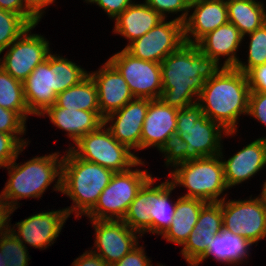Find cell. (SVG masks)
Masks as SVG:
<instances>
[{"instance_id":"6da1fadb","label":"cell","mask_w":266,"mask_h":266,"mask_svg":"<svg viewBox=\"0 0 266 266\" xmlns=\"http://www.w3.org/2000/svg\"><path fill=\"white\" fill-rule=\"evenodd\" d=\"M218 65L196 44L184 43L160 63L162 92L159 99L178 110L196 104L206 81L221 70ZM193 96H197L195 101Z\"/></svg>"},{"instance_id":"7a4b0ae2","label":"cell","mask_w":266,"mask_h":266,"mask_svg":"<svg viewBox=\"0 0 266 266\" xmlns=\"http://www.w3.org/2000/svg\"><path fill=\"white\" fill-rule=\"evenodd\" d=\"M250 87L247 74L235 67H221L201 90L197 104L203 114L227 132L236 131L239 115L248 113Z\"/></svg>"},{"instance_id":"3957f363","label":"cell","mask_w":266,"mask_h":266,"mask_svg":"<svg viewBox=\"0 0 266 266\" xmlns=\"http://www.w3.org/2000/svg\"><path fill=\"white\" fill-rule=\"evenodd\" d=\"M21 151L23 148L18 152L16 158L5 166L8 170L10 169L8 172L10 178L1 192L12 211L18 208L15 207L18 205L17 199L41 197L56 177L58 180L54 188L62 192V157L59 160V152L35 157L18 165L16 159Z\"/></svg>"},{"instance_id":"277c9868","label":"cell","mask_w":266,"mask_h":266,"mask_svg":"<svg viewBox=\"0 0 266 266\" xmlns=\"http://www.w3.org/2000/svg\"><path fill=\"white\" fill-rule=\"evenodd\" d=\"M115 172L99 164L77 157L70 149L62 157V193L74 203L65 208L69 216L86 215L97 203L100 194L110 183ZM80 211V212H79Z\"/></svg>"},{"instance_id":"5b68a950","label":"cell","mask_w":266,"mask_h":266,"mask_svg":"<svg viewBox=\"0 0 266 266\" xmlns=\"http://www.w3.org/2000/svg\"><path fill=\"white\" fill-rule=\"evenodd\" d=\"M154 181L151 177L142 186L122 219L140 236L146 232L163 236L170 228L174 217L177 201L172 205L169 203V197L175 186L167 180L152 187Z\"/></svg>"},{"instance_id":"8992f818","label":"cell","mask_w":266,"mask_h":266,"mask_svg":"<svg viewBox=\"0 0 266 266\" xmlns=\"http://www.w3.org/2000/svg\"><path fill=\"white\" fill-rule=\"evenodd\" d=\"M222 131L225 135L235 133L210 120L197 103L178 110L176 133L188 144L186 162L220 155Z\"/></svg>"},{"instance_id":"52a82bcc","label":"cell","mask_w":266,"mask_h":266,"mask_svg":"<svg viewBox=\"0 0 266 266\" xmlns=\"http://www.w3.org/2000/svg\"><path fill=\"white\" fill-rule=\"evenodd\" d=\"M221 156L222 152L217 156L189 160L176 165L175 170L169 174L172 176V184L175 187L183 185L188 188L189 192L183 197L220 202V194L229 189L224 177Z\"/></svg>"},{"instance_id":"ba28073f","label":"cell","mask_w":266,"mask_h":266,"mask_svg":"<svg viewBox=\"0 0 266 266\" xmlns=\"http://www.w3.org/2000/svg\"><path fill=\"white\" fill-rule=\"evenodd\" d=\"M102 124L96 131L89 132L69 149L79 158L99 164L113 172H124L130 167L143 165L144 162L131 153L130 149L119 143L111 131Z\"/></svg>"},{"instance_id":"9c48e42d","label":"cell","mask_w":266,"mask_h":266,"mask_svg":"<svg viewBox=\"0 0 266 266\" xmlns=\"http://www.w3.org/2000/svg\"><path fill=\"white\" fill-rule=\"evenodd\" d=\"M152 176L146 170L116 172L95 206L86 214L90 220H122L138 191Z\"/></svg>"},{"instance_id":"30bf717a","label":"cell","mask_w":266,"mask_h":266,"mask_svg":"<svg viewBox=\"0 0 266 266\" xmlns=\"http://www.w3.org/2000/svg\"><path fill=\"white\" fill-rule=\"evenodd\" d=\"M108 61L120 72L134 98L159 99L162 92L160 63L134 57L125 48Z\"/></svg>"},{"instance_id":"8fae6325","label":"cell","mask_w":266,"mask_h":266,"mask_svg":"<svg viewBox=\"0 0 266 266\" xmlns=\"http://www.w3.org/2000/svg\"><path fill=\"white\" fill-rule=\"evenodd\" d=\"M223 228L252 244L266 237V205L259 199L220 201Z\"/></svg>"},{"instance_id":"7c38bea8","label":"cell","mask_w":266,"mask_h":266,"mask_svg":"<svg viewBox=\"0 0 266 266\" xmlns=\"http://www.w3.org/2000/svg\"><path fill=\"white\" fill-rule=\"evenodd\" d=\"M184 43V23L176 18L169 22L163 19L146 34L128 44L125 49L134 57L161 63Z\"/></svg>"},{"instance_id":"4fadbf2b","label":"cell","mask_w":266,"mask_h":266,"mask_svg":"<svg viewBox=\"0 0 266 266\" xmlns=\"http://www.w3.org/2000/svg\"><path fill=\"white\" fill-rule=\"evenodd\" d=\"M32 25L9 47L0 66L14 79L23 82L38 64L46 60L50 54L49 42L38 34H28L35 28Z\"/></svg>"},{"instance_id":"5bb4252c","label":"cell","mask_w":266,"mask_h":266,"mask_svg":"<svg viewBox=\"0 0 266 266\" xmlns=\"http://www.w3.org/2000/svg\"><path fill=\"white\" fill-rule=\"evenodd\" d=\"M95 228V245L98 250L93 251L109 265L121 260L137 245L138 240L135 230L128 227L122 220H91Z\"/></svg>"},{"instance_id":"9a60e30c","label":"cell","mask_w":266,"mask_h":266,"mask_svg":"<svg viewBox=\"0 0 266 266\" xmlns=\"http://www.w3.org/2000/svg\"><path fill=\"white\" fill-rule=\"evenodd\" d=\"M148 108L149 99L135 98L104 118V124L107 125L108 122H113L116 118L115 122L108 127L113 137L130 150H141L142 126Z\"/></svg>"},{"instance_id":"2e32d148","label":"cell","mask_w":266,"mask_h":266,"mask_svg":"<svg viewBox=\"0 0 266 266\" xmlns=\"http://www.w3.org/2000/svg\"><path fill=\"white\" fill-rule=\"evenodd\" d=\"M68 217L66 209L37 213L16 223L17 233L15 229L10 230L22 244L46 249L54 243Z\"/></svg>"},{"instance_id":"e0dca14e","label":"cell","mask_w":266,"mask_h":266,"mask_svg":"<svg viewBox=\"0 0 266 266\" xmlns=\"http://www.w3.org/2000/svg\"><path fill=\"white\" fill-rule=\"evenodd\" d=\"M96 73H89L96 84L100 115L104 119L135 99L120 72L107 61Z\"/></svg>"},{"instance_id":"ac0fdd59","label":"cell","mask_w":266,"mask_h":266,"mask_svg":"<svg viewBox=\"0 0 266 266\" xmlns=\"http://www.w3.org/2000/svg\"><path fill=\"white\" fill-rule=\"evenodd\" d=\"M52 87L53 55L50 53L23 81L25 102L32 115L41 116L56 103L57 94Z\"/></svg>"},{"instance_id":"d6986e66","label":"cell","mask_w":266,"mask_h":266,"mask_svg":"<svg viewBox=\"0 0 266 266\" xmlns=\"http://www.w3.org/2000/svg\"><path fill=\"white\" fill-rule=\"evenodd\" d=\"M189 8H194V12L184 22L185 43L196 44L206 34L228 22L225 0H192Z\"/></svg>"},{"instance_id":"ffe728a7","label":"cell","mask_w":266,"mask_h":266,"mask_svg":"<svg viewBox=\"0 0 266 266\" xmlns=\"http://www.w3.org/2000/svg\"><path fill=\"white\" fill-rule=\"evenodd\" d=\"M178 109L160 99H149V108L142 126L141 150L155 146L158 150L166 139L176 133Z\"/></svg>"},{"instance_id":"44dd1931","label":"cell","mask_w":266,"mask_h":266,"mask_svg":"<svg viewBox=\"0 0 266 266\" xmlns=\"http://www.w3.org/2000/svg\"><path fill=\"white\" fill-rule=\"evenodd\" d=\"M222 163L228 188L244 182L266 165V138L251 142Z\"/></svg>"},{"instance_id":"7402d4cb","label":"cell","mask_w":266,"mask_h":266,"mask_svg":"<svg viewBox=\"0 0 266 266\" xmlns=\"http://www.w3.org/2000/svg\"><path fill=\"white\" fill-rule=\"evenodd\" d=\"M243 38L238 28L227 22L206 34L196 45L202 53L218 63L220 56H228L222 67H236L239 58H236L235 53Z\"/></svg>"},{"instance_id":"603a6c76","label":"cell","mask_w":266,"mask_h":266,"mask_svg":"<svg viewBox=\"0 0 266 266\" xmlns=\"http://www.w3.org/2000/svg\"><path fill=\"white\" fill-rule=\"evenodd\" d=\"M47 114L51 122L58 128L68 132V136L76 143L89 132L96 131L104 119L100 111H85L58 107L56 104L47 108L41 115Z\"/></svg>"},{"instance_id":"cb8c5ba5","label":"cell","mask_w":266,"mask_h":266,"mask_svg":"<svg viewBox=\"0 0 266 266\" xmlns=\"http://www.w3.org/2000/svg\"><path fill=\"white\" fill-rule=\"evenodd\" d=\"M163 19L148 4H135L133 2L115 18L114 33L129 39L130 44L150 31Z\"/></svg>"},{"instance_id":"d4e9b609","label":"cell","mask_w":266,"mask_h":266,"mask_svg":"<svg viewBox=\"0 0 266 266\" xmlns=\"http://www.w3.org/2000/svg\"><path fill=\"white\" fill-rule=\"evenodd\" d=\"M206 203L196 198L183 196L178 198L170 228L162 237L169 242L184 245L194 229L202 207Z\"/></svg>"},{"instance_id":"484cf974","label":"cell","mask_w":266,"mask_h":266,"mask_svg":"<svg viewBox=\"0 0 266 266\" xmlns=\"http://www.w3.org/2000/svg\"><path fill=\"white\" fill-rule=\"evenodd\" d=\"M252 243L230 230L223 228L219 233L214 235L213 241L208 244L206 253L191 266H198L201 261L207 257L213 256L217 261L227 262V264H237L248 255L249 246Z\"/></svg>"},{"instance_id":"4316f807","label":"cell","mask_w":266,"mask_h":266,"mask_svg":"<svg viewBox=\"0 0 266 266\" xmlns=\"http://www.w3.org/2000/svg\"><path fill=\"white\" fill-rule=\"evenodd\" d=\"M228 22L234 24L240 33L254 32L266 23L263 3L255 0H226Z\"/></svg>"},{"instance_id":"83f0119b","label":"cell","mask_w":266,"mask_h":266,"mask_svg":"<svg viewBox=\"0 0 266 266\" xmlns=\"http://www.w3.org/2000/svg\"><path fill=\"white\" fill-rule=\"evenodd\" d=\"M58 107L85 111H100L98 92L95 82L88 75L79 84L57 95Z\"/></svg>"},{"instance_id":"f1b7e54d","label":"cell","mask_w":266,"mask_h":266,"mask_svg":"<svg viewBox=\"0 0 266 266\" xmlns=\"http://www.w3.org/2000/svg\"><path fill=\"white\" fill-rule=\"evenodd\" d=\"M0 106L17 112L25 121L29 109L25 102L23 82L14 79L0 66Z\"/></svg>"},{"instance_id":"f546056e","label":"cell","mask_w":266,"mask_h":266,"mask_svg":"<svg viewBox=\"0 0 266 266\" xmlns=\"http://www.w3.org/2000/svg\"><path fill=\"white\" fill-rule=\"evenodd\" d=\"M89 73L68 61L66 58L53 54V90L58 95L68 88L79 84Z\"/></svg>"},{"instance_id":"4dcf8cb0","label":"cell","mask_w":266,"mask_h":266,"mask_svg":"<svg viewBox=\"0 0 266 266\" xmlns=\"http://www.w3.org/2000/svg\"><path fill=\"white\" fill-rule=\"evenodd\" d=\"M31 26L23 16L0 9V55Z\"/></svg>"},{"instance_id":"1f68e13d","label":"cell","mask_w":266,"mask_h":266,"mask_svg":"<svg viewBox=\"0 0 266 266\" xmlns=\"http://www.w3.org/2000/svg\"><path fill=\"white\" fill-rule=\"evenodd\" d=\"M0 250L7 260V266H28L29 256L25 244L9 229L0 234Z\"/></svg>"},{"instance_id":"d6a6232c","label":"cell","mask_w":266,"mask_h":266,"mask_svg":"<svg viewBox=\"0 0 266 266\" xmlns=\"http://www.w3.org/2000/svg\"><path fill=\"white\" fill-rule=\"evenodd\" d=\"M248 35L251 38L249 44L248 64L244 65L239 61L235 67L244 74H247L254 67L266 63V23Z\"/></svg>"},{"instance_id":"836d02e7","label":"cell","mask_w":266,"mask_h":266,"mask_svg":"<svg viewBox=\"0 0 266 266\" xmlns=\"http://www.w3.org/2000/svg\"><path fill=\"white\" fill-rule=\"evenodd\" d=\"M223 229V216L220 202H207L201 209L194 226L196 233L216 235Z\"/></svg>"},{"instance_id":"e575fe53","label":"cell","mask_w":266,"mask_h":266,"mask_svg":"<svg viewBox=\"0 0 266 266\" xmlns=\"http://www.w3.org/2000/svg\"><path fill=\"white\" fill-rule=\"evenodd\" d=\"M214 234L196 233L194 230L190 233L188 240L181 250L182 255L188 264L194 265L207 251L208 244L213 241Z\"/></svg>"},{"instance_id":"d590c367","label":"cell","mask_w":266,"mask_h":266,"mask_svg":"<svg viewBox=\"0 0 266 266\" xmlns=\"http://www.w3.org/2000/svg\"><path fill=\"white\" fill-rule=\"evenodd\" d=\"M187 142H185L178 133H173L169 136L165 143L159 149L160 152L165 153L166 165L172 166L186 162Z\"/></svg>"},{"instance_id":"8d00e7d4","label":"cell","mask_w":266,"mask_h":266,"mask_svg":"<svg viewBox=\"0 0 266 266\" xmlns=\"http://www.w3.org/2000/svg\"><path fill=\"white\" fill-rule=\"evenodd\" d=\"M146 4H148L151 8H153L162 18L165 19V13H178L180 11H185L180 17L176 19L182 23H184L187 19L188 10L190 9V5L192 0H146Z\"/></svg>"},{"instance_id":"74e56055","label":"cell","mask_w":266,"mask_h":266,"mask_svg":"<svg viewBox=\"0 0 266 266\" xmlns=\"http://www.w3.org/2000/svg\"><path fill=\"white\" fill-rule=\"evenodd\" d=\"M24 146L26 141L16 134L0 132V167L10 164Z\"/></svg>"},{"instance_id":"f35d334b","label":"cell","mask_w":266,"mask_h":266,"mask_svg":"<svg viewBox=\"0 0 266 266\" xmlns=\"http://www.w3.org/2000/svg\"><path fill=\"white\" fill-rule=\"evenodd\" d=\"M26 121L15 111L0 106V132L22 135Z\"/></svg>"},{"instance_id":"ab89813d","label":"cell","mask_w":266,"mask_h":266,"mask_svg":"<svg viewBox=\"0 0 266 266\" xmlns=\"http://www.w3.org/2000/svg\"><path fill=\"white\" fill-rule=\"evenodd\" d=\"M247 114L266 125V92L250 91Z\"/></svg>"},{"instance_id":"60d3db41","label":"cell","mask_w":266,"mask_h":266,"mask_svg":"<svg viewBox=\"0 0 266 266\" xmlns=\"http://www.w3.org/2000/svg\"><path fill=\"white\" fill-rule=\"evenodd\" d=\"M0 9L23 16L31 25H37L40 19L26 6L24 0H0Z\"/></svg>"},{"instance_id":"b9f144b4","label":"cell","mask_w":266,"mask_h":266,"mask_svg":"<svg viewBox=\"0 0 266 266\" xmlns=\"http://www.w3.org/2000/svg\"><path fill=\"white\" fill-rule=\"evenodd\" d=\"M112 266H153L151 261L144 253V249L138 245L121 260L115 262Z\"/></svg>"},{"instance_id":"7bdbcfd3","label":"cell","mask_w":266,"mask_h":266,"mask_svg":"<svg viewBox=\"0 0 266 266\" xmlns=\"http://www.w3.org/2000/svg\"><path fill=\"white\" fill-rule=\"evenodd\" d=\"M90 3H96L101 7L109 17L116 18L132 3V0H85Z\"/></svg>"},{"instance_id":"ee69618b","label":"cell","mask_w":266,"mask_h":266,"mask_svg":"<svg viewBox=\"0 0 266 266\" xmlns=\"http://www.w3.org/2000/svg\"><path fill=\"white\" fill-rule=\"evenodd\" d=\"M250 91L266 92V63L247 73Z\"/></svg>"},{"instance_id":"f6af8a7d","label":"cell","mask_w":266,"mask_h":266,"mask_svg":"<svg viewBox=\"0 0 266 266\" xmlns=\"http://www.w3.org/2000/svg\"><path fill=\"white\" fill-rule=\"evenodd\" d=\"M72 266H111L99 255L94 254L91 250L86 251L79 258L75 259Z\"/></svg>"},{"instance_id":"bcb514c9","label":"cell","mask_w":266,"mask_h":266,"mask_svg":"<svg viewBox=\"0 0 266 266\" xmlns=\"http://www.w3.org/2000/svg\"><path fill=\"white\" fill-rule=\"evenodd\" d=\"M12 212L14 211L9 208L2 194H0V234L11 228L8 224V219Z\"/></svg>"},{"instance_id":"7dc6e473","label":"cell","mask_w":266,"mask_h":266,"mask_svg":"<svg viewBox=\"0 0 266 266\" xmlns=\"http://www.w3.org/2000/svg\"><path fill=\"white\" fill-rule=\"evenodd\" d=\"M26 6L39 18L41 19L43 14V8L52 4L54 0H24Z\"/></svg>"},{"instance_id":"c3c4849f","label":"cell","mask_w":266,"mask_h":266,"mask_svg":"<svg viewBox=\"0 0 266 266\" xmlns=\"http://www.w3.org/2000/svg\"><path fill=\"white\" fill-rule=\"evenodd\" d=\"M259 199L266 205V182L263 185L262 193Z\"/></svg>"},{"instance_id":"681fc988","label":"cell","mask_w":266,"mask_h":266,"mask_svg":"<svg viewBox=\"0 0 266 266\" xmlns=\"http://www.w3.org/2000/svg\"><path fill=\"white\" fill-rule=\"evenodd\" d=\"M6 262H7V260L3 256L2 251L0 250V266H7Z\"/></svg>"}]
</instances>
